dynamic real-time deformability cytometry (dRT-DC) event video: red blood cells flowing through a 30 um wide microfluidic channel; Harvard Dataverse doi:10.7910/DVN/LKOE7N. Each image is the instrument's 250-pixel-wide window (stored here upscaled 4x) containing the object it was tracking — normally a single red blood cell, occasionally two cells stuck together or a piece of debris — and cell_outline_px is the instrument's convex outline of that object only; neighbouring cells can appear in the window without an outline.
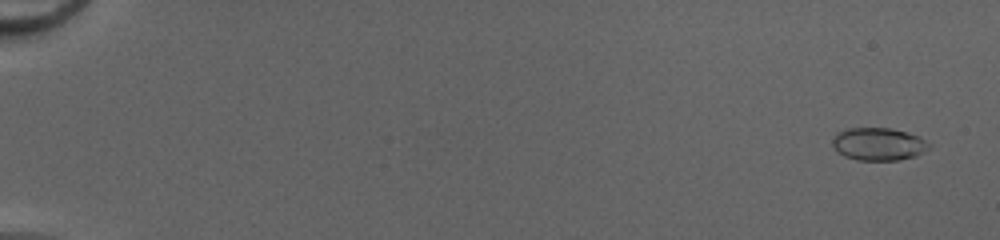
{"species": "common noctule bat (a hibernating species)", "species_latin": "Nyctalus noctula", "temperature_condition": "cold", "stored_images_in_passage": 52, "camera_frame_rate_fps": 3000, "um_per_image_px": 0.085, "animal": {"sex": "female", "body_mass_g": 20.0, "forearm_length_mm": 54.0}, "frame": {"image": 1, "passage_image": 3, "time_ms": 0.667, "image_size_px": [1000, 240], "cell_outline_px": [[928, 148], [916, 156], [896, 160], [856, 160], [844, 156], [832, 144], [832, 140], [836, 132], [848, 128], [888, 128], [904, 132], [916, 136], [924, 140]], "centroid_in_image_um": [74.6, 12.25], "position_along_channel_um": 10.4, "area_um2": 17.98}}
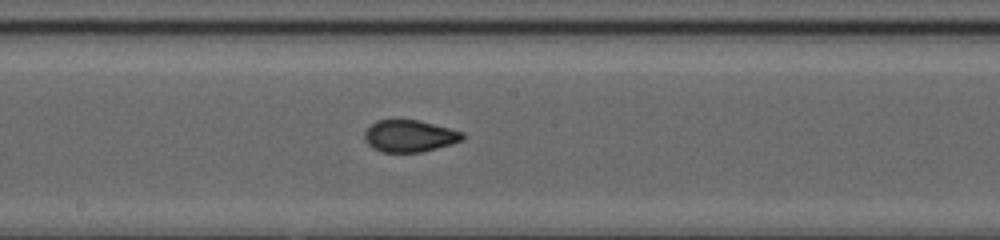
{"frame": {"image": 2, "passage_image": 31, "time_ms": 10.0, "image_size_px": [1000, 240], "cell_outline_px": [[464, 136], [460, 140], [452, 144], [420, 152], [380, 152], [372, 148], [364, 140], [364, 132], [376, 120], [420, 120], [464, 132]], "centroid_in_image_um": [34.79, 11.56], "position_along_channel_um": 213.4, "area_um2": 18.21}}
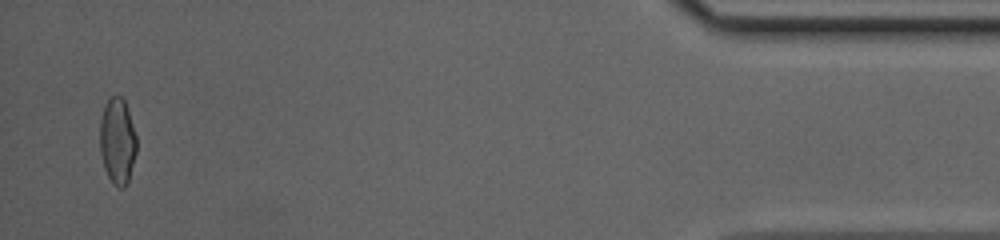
{"frame": {"image": 3, "passage_image": 51, "time_ms": 16.667, "image_size_px": [1000, 240], "cell_outline_px": [[136, 152], [128, 180], [124, 188], [120, 188], [108, 176], [104, 168], [100, 152], [100, 120], [104, 104], [112, 96], [120, 96], [124, 100], [136, 136]], "centroid_in_image_um": [9.96, 11.97], "position_along_channel_um": 425.2, "area_um2": 18.09}, "authors_computed_cell_mechanics": {"area_um2": 18.1203, "velocity_mm_per_s": 4.2087, "shape_relaxation_time_tau1_ms": 8.6768, "shape_relaxation_time_tau2_ms": 0.675, "deformation_change_tau1": 0.2316, "deformation_change_tau2": 0.0523}}